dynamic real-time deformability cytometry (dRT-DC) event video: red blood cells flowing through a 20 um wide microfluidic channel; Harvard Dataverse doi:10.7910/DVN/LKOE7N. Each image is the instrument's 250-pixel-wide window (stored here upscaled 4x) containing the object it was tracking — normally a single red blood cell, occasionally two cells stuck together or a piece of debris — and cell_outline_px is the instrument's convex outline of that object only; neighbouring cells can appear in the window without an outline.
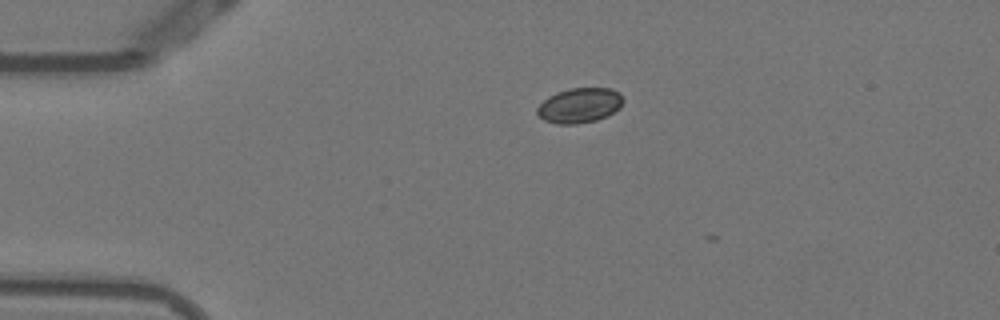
{"species": "Egyptian fruit bat (a non-hibernating species)", "species_latin": "Rousettus aegyptiacus", "temperature_condition": "warm", "stored_images_in_passage": 4, "camera_frame_rate_fps": 3000, "um_per_image_px": 0.085, "animal": {"sex": "female"}, "frame": {"image": 1, "passage_image": 3, "time_ms": 0.667, "image_size_px": [1000, 320], "cell_outline_px": [[624, 100], [620, 108], [608, 116], [596, 120], [576, 124], [556, 124], [544, 120], [536, 112], [536, 108], [548, 96], [556, 92], [568, 88], [612, 88], [620, 92]], "centroid_in_image_um": [49.28, 8.95], "position_along_channel_um": 35.7, "area_um2": 17.74}}